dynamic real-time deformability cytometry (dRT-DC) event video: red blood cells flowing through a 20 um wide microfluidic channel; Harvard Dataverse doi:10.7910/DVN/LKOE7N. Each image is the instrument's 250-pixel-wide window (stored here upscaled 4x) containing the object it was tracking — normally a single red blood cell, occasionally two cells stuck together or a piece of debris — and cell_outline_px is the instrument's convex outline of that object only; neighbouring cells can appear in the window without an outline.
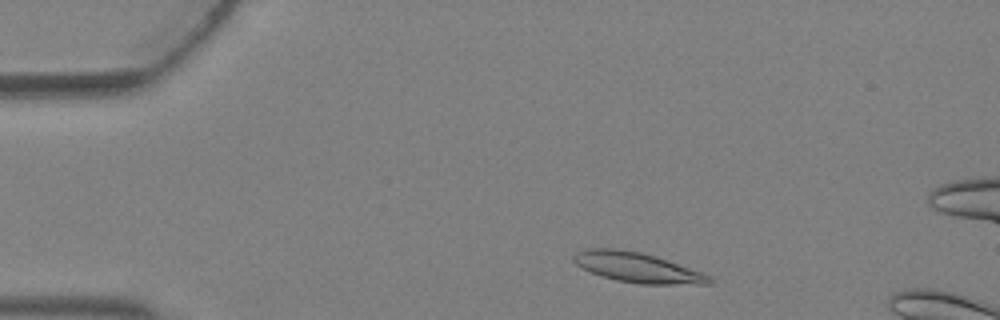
{"species": "Egyptian fruit bat (a non-hibernating species)", "species_latin": "Rousettus aegyptiacus", "temperature_condition": "warm", "stored_images_in_passage": 3, "camera_frame_rate_fps": 3000, "um_per_image_px": 0.085, "animal": {"sex": "female"}, "frame": {"image": 1, "passage_image": 1, "time_ms": 0.0, "image_size_px": [1000, 320], "cell_outline_px": [[712, 284], [640, 284], [616, 280], [600, 276], [576, 264], [572, 260], [572, 256], [576, 252], [588, 248], [616, 248], [640, 252], [700, 272], [708, 276], [712, 280]], "centroid_in_image_um": [54.09, 22.74], "position_along_channel_um": 30.9, "area_um2": 23.18}}